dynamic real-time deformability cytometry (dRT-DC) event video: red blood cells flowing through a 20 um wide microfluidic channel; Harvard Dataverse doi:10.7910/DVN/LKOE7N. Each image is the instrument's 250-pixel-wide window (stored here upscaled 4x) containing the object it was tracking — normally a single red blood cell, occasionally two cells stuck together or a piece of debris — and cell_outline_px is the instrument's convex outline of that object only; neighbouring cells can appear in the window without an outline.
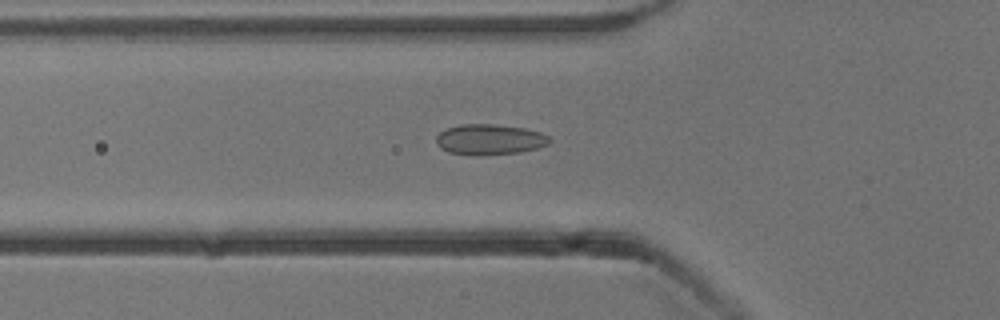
{"species": "common noctule bat (a hibernating species)", "species_latin": "Nyctalus noctula", "temperature_condition": "cold", "stored_images_in_passage": 53, "camera_frame_rate_fps": 3000, "um_per_image_px": 0.085, "animal": {"sex": "male", "body_mass_g": 13.3}, "frame": {"image": 1, "passage_image": 17, "time_ms": 5.333, "image_size_px": [1000, 320], "cell_outline_px": [[552, 140], [548, 144], [536, 148], [520, 152], [480, 156], [476, 156], [448, 152], [440, 148], [436, 144], [436, 136], [440, 132], [448, 128], [460, 124], [496, 124], [524, 128], [540, 132], [548, 136]], "centroid_in_image_um": [41.6, 11.86], "position_along_channel_um": 84.2, "area_um2": 20.35}}
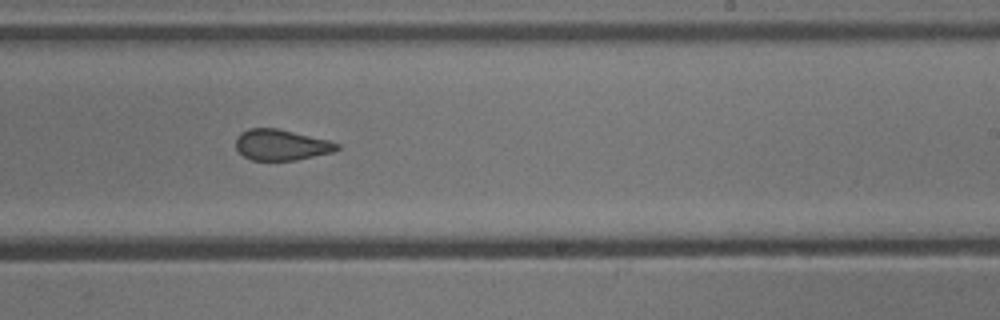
{"frame": {"image": 2, "passage_image": 31, "time_ms": 10.0, "image_size_px": [1000, 320], "cell_outline_px": [[340, 148], [332, 152], [296, 160], [252, 160], [244, 156], [236, 148], [236, 136], [248, 128], [276, 128], [328, 140], [340, 144]], "centroid_in_image_um": [23.89, 12.31], "position_along_channel_um": 265.1, "area_um2": 18.03}}
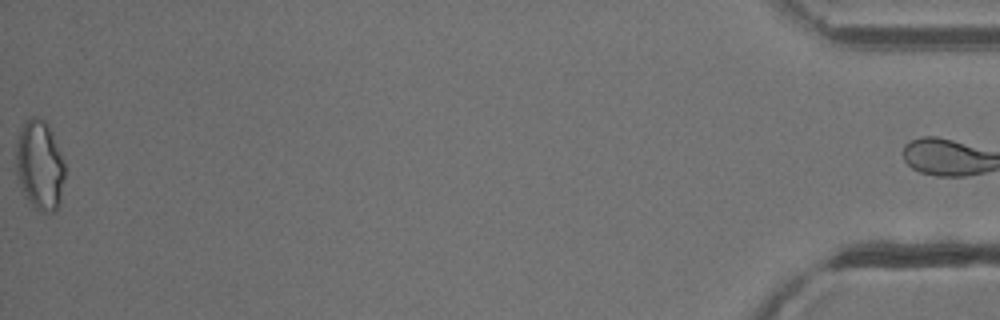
{"frame": {"image": 3, "passage_image": 52, "time_ms": 17.0, "image_size_px": [1000, 320], "cell_outline_px": [[64, 176], [60, 204], [52, 212], [44, 212], [36, 208], [24, 196], [16, 176], [16, 140], [20, 128], [32, 116], [36, 116], [44, 120], [48, 124], [52, 132], [64, 160]], "centroid_in_image_um": [3.36, 14.03], "position_along_channel_um": 431.8, "area_um2": 25.66}}